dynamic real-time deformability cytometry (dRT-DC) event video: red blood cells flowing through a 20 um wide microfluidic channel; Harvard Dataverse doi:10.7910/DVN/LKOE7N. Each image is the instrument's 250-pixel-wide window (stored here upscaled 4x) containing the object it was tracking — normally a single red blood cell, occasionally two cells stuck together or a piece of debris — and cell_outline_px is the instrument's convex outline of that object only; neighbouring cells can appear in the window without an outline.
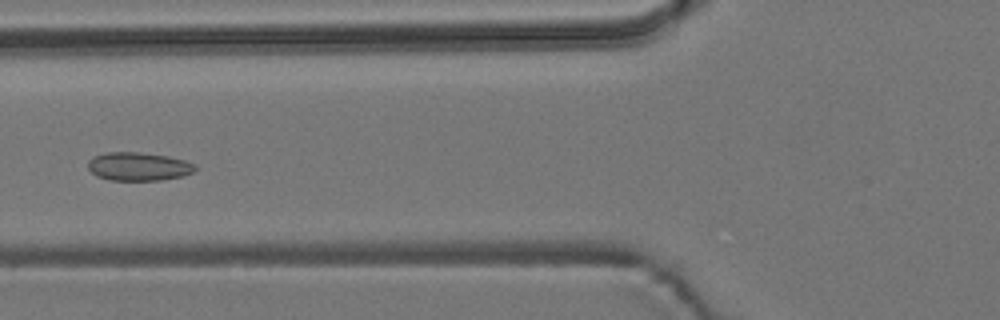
{"species": "common noctule bat (a hibernating species)", "species_latin": "Nyctalus noctula", "temperature_condition": "room temperature", "stored_images_in_passage": 10, "camera_frame_rate_fps": 3000, "um_per_image_px": 0.085, "animal": {"sex": "male", "body_mass_g": 19.2, "forearm_length_mm": 51.8}, "frame": {"image": 1, "passage_image": 6, "time_ms": 7.0, "image_size_px": [1000, 320], "cell_outline_px": [[196, 168], [192, 172], [184, 176], [160, 180], [108, 180], [96, 176], [88, 168], [88, 160], [92, 156], [104, 152], [136, 152], [168, 156], [184, 160], [196, 164]], "centroid_in_image_um": [11.74, 14.15], "position_along_channel_um": 114.1, "area_um2": 17.86}}
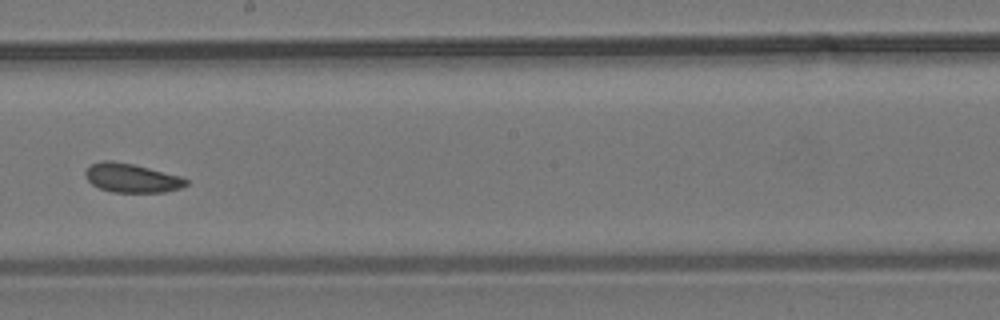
{"frame": {"image": 2, "passage_image": 9, "time_ms": 10.333, "image_size_px": [1000, 320], "cell_outline_px": [[188, 184], [180, 188], [164, 192], [112, 192], [100, 188], [92, 184], [84, 176], [84, 172], [92, 164], [104, 160], [112, 160], [132, 164], [180, 176], [188, 180]], "centroid_in_image_um": [11.18, 15.13], "position_along_channel_um": 237.0, "area_um2": 16.82}}
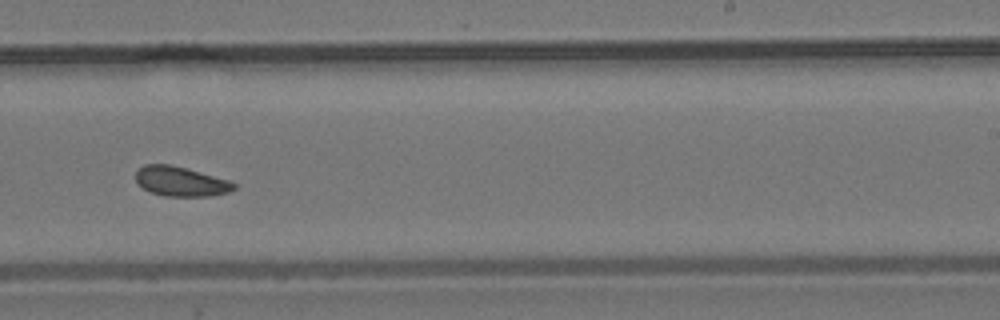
{"frame": {"image": 3, "passage_image": 10, "time_ms": 11.333, "image_size_px": [1000, 320], "cell_outline_px": [[236, 188], [228, 192], [208, 196], [164, 196], [152, 192], [144, 188], [136, 180], [136, 172], [144, 164], [172, 164], [228, 180], [236, 184]], "centroid_in_image_um": [15.36, 15.41], "position_along_channel_um": 273.6, "area_um2": 16.76}}